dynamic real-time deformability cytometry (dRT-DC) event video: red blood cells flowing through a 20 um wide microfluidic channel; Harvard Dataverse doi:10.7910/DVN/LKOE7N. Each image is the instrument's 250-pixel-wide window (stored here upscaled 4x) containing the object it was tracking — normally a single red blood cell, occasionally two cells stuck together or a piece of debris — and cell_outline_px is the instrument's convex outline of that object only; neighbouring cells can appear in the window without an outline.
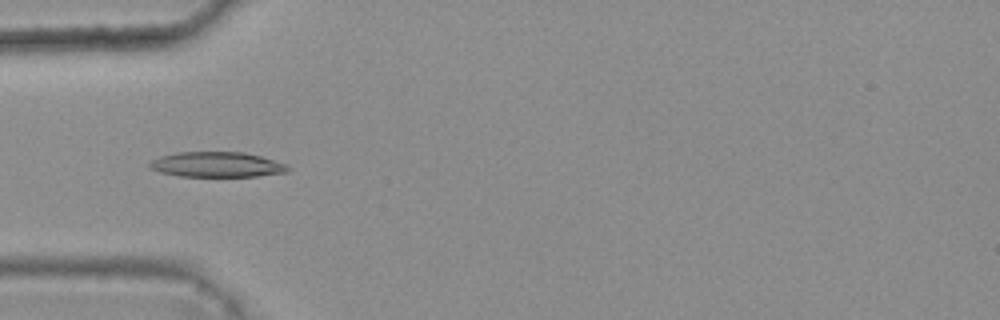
{"species": "common noctule bat (a hibernating species)", "species_latin": "Nyctalus noctula", "temperature_condition": "warm", "stored_images_in_passage": 2, "camera_frame_rate_fps": 3000, "um_per_image_px": 0.085, "animal": {"sex": "female", "body_mass_g": 25.1}, "frame": {"image": 1, "passage_image": 1, "time_ms": 0.0, "image_size_px": [1000, 320], "cell_outline_px": [[288, 172], [256, 176], [180, 176], [160, 172], [148, 168], [148, 164], [152, 160], [160, 156], [176, 152], [244, 152], [260, 156], [284, 164], [288, 168]], "centroid_in_image_um": [18.36, 13.98], "position_along_channel_um": 66.6, "area_um2": 20.11}}
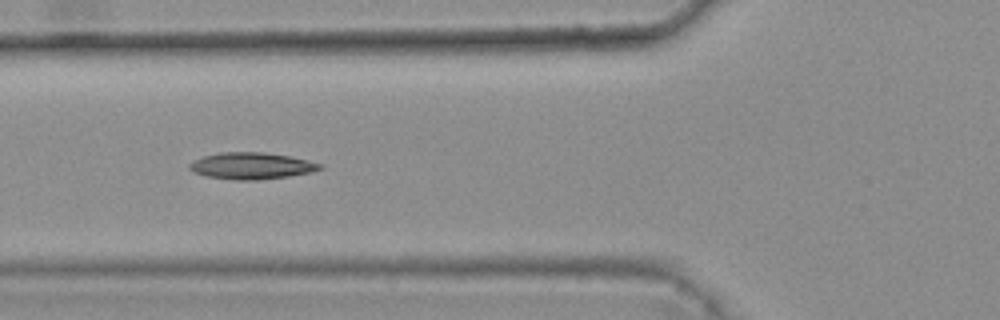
{"frame": {"image": 2, "passage_image": 2, "time_ms": 0.333, "image_size_px": [1000, 320], "cell_outline_px": [[324, 168], [308, 172], [288, 176], [256, 180], [236, 180], [208, 176], [192, 172], [188, 168], [188, 164], [204, 156], [220, 152], [264, 152], [288, 156], [308, 160], [320, 164]], "centroid_in_image_um": [21.34, 14.09], "position_along_channel_um": 104.5, "area_um2": 20.0}}